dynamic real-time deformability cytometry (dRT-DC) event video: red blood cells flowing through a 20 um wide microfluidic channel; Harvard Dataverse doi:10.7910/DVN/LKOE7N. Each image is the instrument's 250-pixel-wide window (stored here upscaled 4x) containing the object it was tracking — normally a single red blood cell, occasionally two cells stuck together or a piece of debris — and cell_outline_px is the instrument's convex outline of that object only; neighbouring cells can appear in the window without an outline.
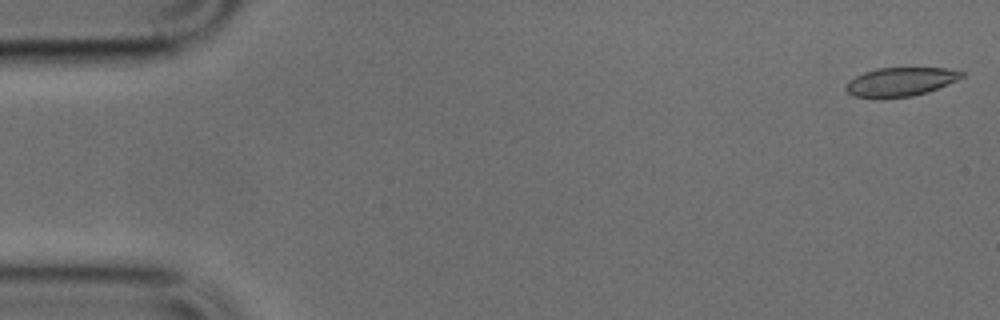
{"species": "common noctule bat (a hibernating species)", "species_latin": "Nyctalus noctula", "temperature_condition": "cold", "stored_images_in_passage": 50, "camera_frame_rate_fps": 3000, "um_per_image_px": 0.085, "animal": {"sex": "male", "body_mass_g": 17.9, "forearm_length_mm": 54.2}, "frame": {"image": 1, "passage_image": 1, "time_ms": 0.0, "image_size_px": [1000, 320], "cell_outline_px": [[964, 76], [956, 80], [936, 88], [912, 96], [856, 96], [848, 92], [844, 88], [848, 80], [864, 72], [876, 68], [948, 68], [964, 72]], "centroid_in_image_um": [76.53, 6.91], "position_along_channel_um": 8.5, "area_um2": 18.73}}
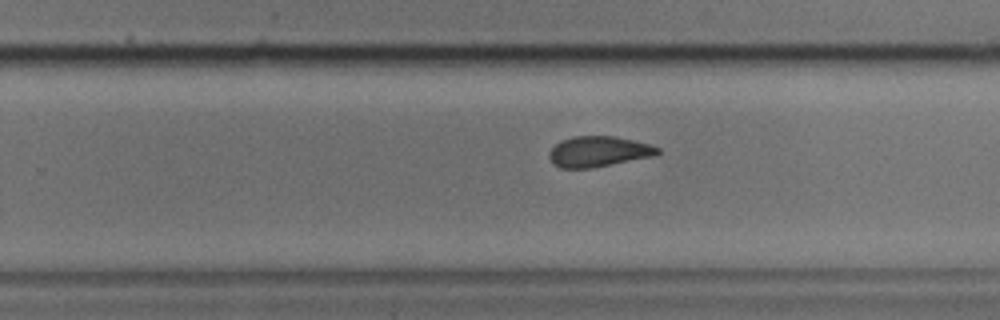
{"frame": {"image": 2, "passage_image": 31, "time_ms": 10.0, "image_size_px": [1000, 320], "cell_outline_px": [[660, 152], [656, 156], [592, 168], [560, 168], [552, 164], [548, 156], [548, 152], [560, 140], [572, 136], [616, 136], [648, 144], [660, 148]], "centroid_in_image_um": [50.85, 12.89], "position_along_channel_um": 278.9, "area_um2": 19.54}}
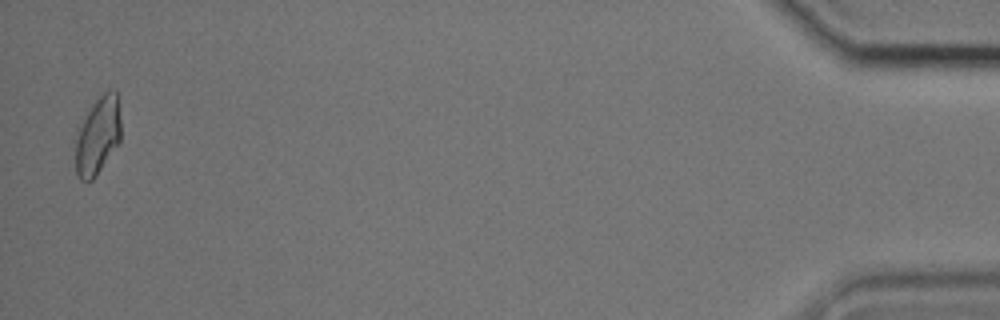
{"frame": {"image": 3, "passage_image": 49, "time_ms": 16.0, "image_size_px": [1000, 320], "cell_outline_px": [[120, 140], [96, 176], [92, 180], [80, 180], [76, 172], [76, 124], [96, 100], [108, 88], [112, 88], [116, 92], [120, 120]], "centroid_in_image_um": [8.28, 11.49], "position_along_channel_um": 426.9, "area_um2": 20.69}}